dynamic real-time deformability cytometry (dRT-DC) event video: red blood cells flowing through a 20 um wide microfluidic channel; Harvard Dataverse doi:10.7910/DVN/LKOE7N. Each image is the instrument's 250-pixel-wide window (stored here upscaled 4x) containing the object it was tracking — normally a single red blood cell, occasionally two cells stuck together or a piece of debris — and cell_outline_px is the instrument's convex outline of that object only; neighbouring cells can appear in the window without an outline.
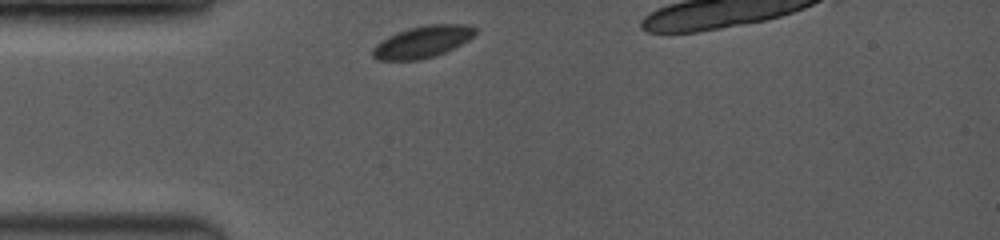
{"species": "common noctule bat (a hibernating species)", "species_latin": "Nyctalus noctula", "temperature_condition": "room temperature", "stored_images_in_passage": 3, "camera_frame_rate_fps": 3500, "um_per_image_px": 0.085, "animal": {"sex": "female", "body_mass_g": 19.0, "forearm_length_mm": 53.3}, "frame": {"image": 1, "passage_image": 1, "time_ms": 0.0, "image_size_px": [1000, 240], "cell_outline_px": [[476, 32], [468, 40], [444, 52], [420, 60], [380, 60], [372, 56], [372, 48], [376, 44], [388, 36], [396, 32], [408, 28], [428, 24], [468, 24], [476, 28]], "centroid_in_image_um": [35.89, 3.54], "position_along_channel_um": 49.1, "area_um2": 18.9}}
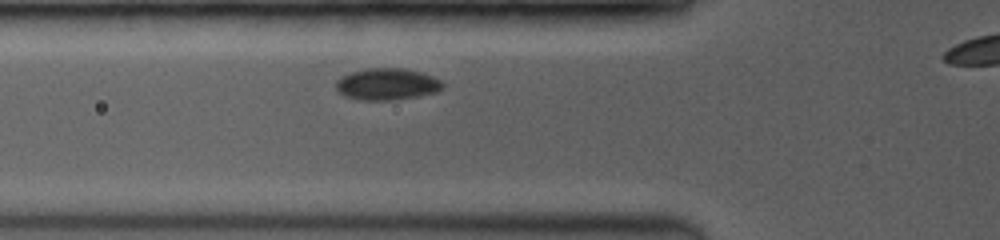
{"frame": {"image": 2, "passage_image": 3, "time_ms": 1.429, "image_size_px": [1000, 240], "cell_outline_px": [[444, 88], [436, 92], [396, 100], [356, 100], [344, 96], [336, 88], [336, 80], [352, 72], [368, 68], [404, 68], [420, 72], [432, 76], [440, 80], [444, 84]], "centroid_in_image_um": [32.9, 7.16], "position_along_channel_um": 92.9, "area_um2": 19.71}}